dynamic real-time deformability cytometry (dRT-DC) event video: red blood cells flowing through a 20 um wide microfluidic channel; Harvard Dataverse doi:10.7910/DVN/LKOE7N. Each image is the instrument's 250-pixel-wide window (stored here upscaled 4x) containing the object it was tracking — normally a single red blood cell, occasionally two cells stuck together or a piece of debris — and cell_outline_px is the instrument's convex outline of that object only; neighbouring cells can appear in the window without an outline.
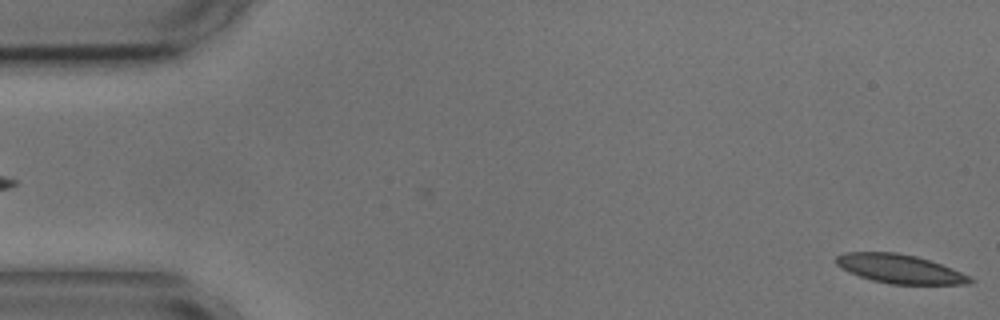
{"species": "common noctule bat (a hibernating species)", "species_latin": "Nyctalus noctula", "temperature_condition": "cold", "stored_images_in_passage": 5, "segment_of_instrument_passage": [2, 2], "camera_frame_rate_fps": 3000, "um_per_image_px": 0.085, "animal": {"sex": "male", "body_mass_g": 17.9, "forearm_length_mm": 54.2}, "frame": {"image": 1, "passage_image": 5, "time_ms": 4.667, "image_size_px": [1000, 320], "cell_outline_px": [[976, 280], [972, 284], [888, 284], [872, 280], [848, 272], [840, 268], [836, 264], [836, 256], [844, 252], [896, 252], [916, 256], [952, 268], [972, 276]], "centroid_in_image_um": [76.5, 22.86], "position_along_channel_um": 8.5, "area_um2": 22.72}}